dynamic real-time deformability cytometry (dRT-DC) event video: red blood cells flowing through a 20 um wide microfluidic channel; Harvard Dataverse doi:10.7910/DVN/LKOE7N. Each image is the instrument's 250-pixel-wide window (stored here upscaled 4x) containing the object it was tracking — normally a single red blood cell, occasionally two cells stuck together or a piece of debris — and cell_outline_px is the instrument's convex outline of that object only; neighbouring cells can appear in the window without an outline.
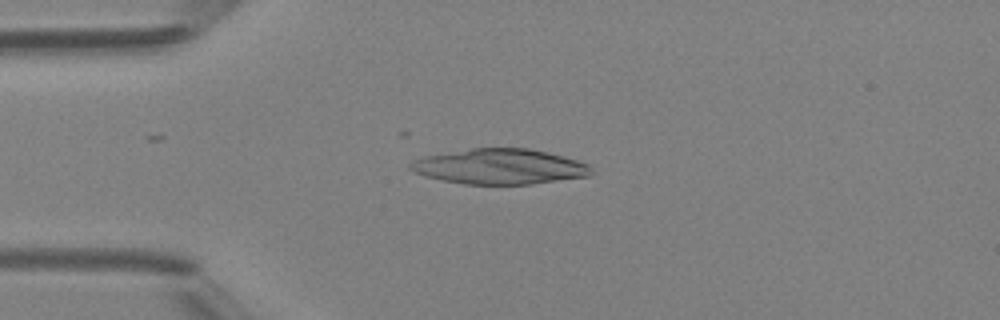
{"species": "Egyptian fruit bat (a non-hibernating species)", "species_latin": "Rousettus aegyptiacus", "temperature_condition": "room temperature", "stored_images_in_passage": 3, "camera_frame_rate_fps": 3000, "um_per_image_px": 0.085, "animal": {"sex": "female"}, "frame": {"image": 1, "passage_image": 3, "time_ms": 2.0, "image_size_px": [1000, 320], "cell_outline_px": [[592, 176], [532, 184], [464, 184], [440, 180], [424, 176], [408, 168], [408, 164], [424, 156], [472, 148], [528, 148], [548, 152], [576, 160], [588, 164], [592, 168]], "centroid_in_image_um": [42.49, 14.16], "position_along_channel_um": 42.5, "area_um2": 37.28}}